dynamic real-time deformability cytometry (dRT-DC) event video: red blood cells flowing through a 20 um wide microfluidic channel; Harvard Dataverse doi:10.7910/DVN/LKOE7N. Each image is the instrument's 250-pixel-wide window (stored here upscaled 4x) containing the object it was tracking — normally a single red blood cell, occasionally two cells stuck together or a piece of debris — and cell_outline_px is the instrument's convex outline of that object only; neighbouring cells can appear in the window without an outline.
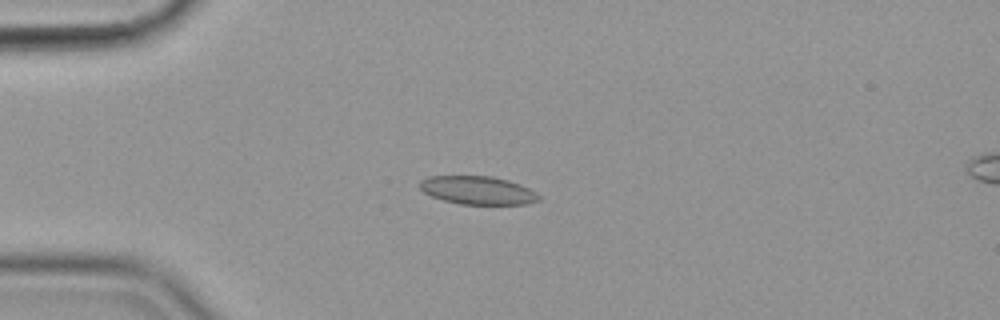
{"species": "common noctule bat (a hibernating species)", "species_latin": "Nyctalus noctula", "temperature_condition": "cold", "stored_images_in_passage": 43, "camera_frame_rate_fps": 3000, "um_per_image_px": 0.085, "animal": {"sex": "female", "body_mass_g": 19.9}, "frame": {"image": 1, "passage_image": 1, "time_ms": 0.0, "image_size_px": [1000, 320], "cell_outline_px": [[540, 200], [524, 204], [460, 204], [444, 200], [432, 196], [424, 192], [420, 188], [420, 180], [428, 176], [492, 176], [508, 180], [520, 184], [536, 192], [540, 196]], "centroid_in_image_um": [40.61, 16.17], "position_along_channel_um": 44.4, "area_um2": 19.54}}
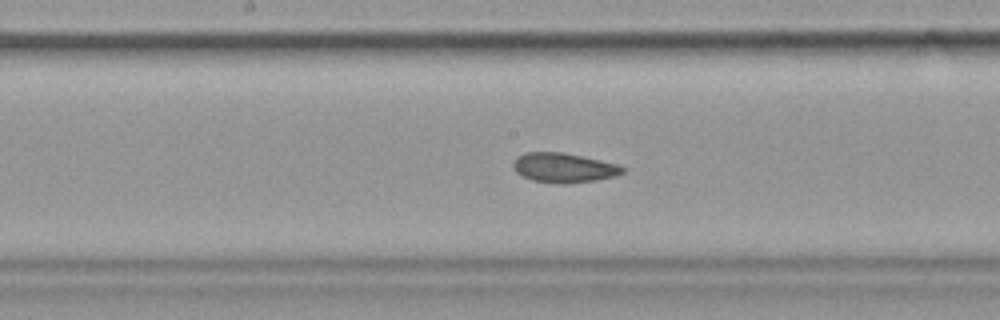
{"frame": {"image": 2, "passage_image": 16, "time_ms": 5.0, "image_size_px": [1000, 320], "cell_outline_px": [[624, 172], [616, 176], [596, 180], [532, 180], [516, 172], [512, 164], [516, 156], [524, 152], [564, 152], [600, 160], [616, 164], [624, 168]], "centroid_in_image_um": [47.89, 14.19], "position_along_channel_um": 200.3, "area_um2": 17.86}}
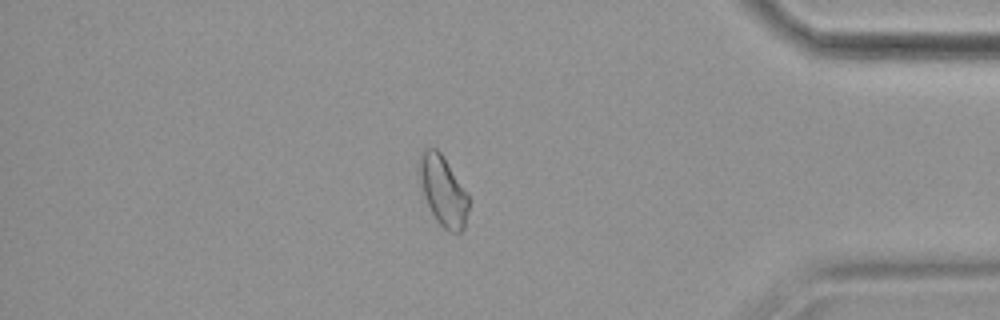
{"frame": {"image": 3, "passage_image": 35, "time_ms": 11.333, "image_size_px": [1000, 320], "cell_outline_px": [[468, 208], [464, 228], [460, 232], [448, 232], [436, 220], [424, 196], [420, 180], [420, 152], [428, 148], [436, 148], [440, 152], [468, 192]], "centroid_in_image_um": [37.68, 16.23], "position_along_channel_um": 397.5, "area_um2": 19.77}, "authors_computed_cell_mechanics": {"area_um2": 19.4208, "velocity_mm_per_s": 3.5741, "shape_relaxation_time_tau1_ms": null, "shape_relaxation_time_tau2_ms": 4.9671, "deformation_change_tau1": null, "deformation_change_tau2": 0.0819}}